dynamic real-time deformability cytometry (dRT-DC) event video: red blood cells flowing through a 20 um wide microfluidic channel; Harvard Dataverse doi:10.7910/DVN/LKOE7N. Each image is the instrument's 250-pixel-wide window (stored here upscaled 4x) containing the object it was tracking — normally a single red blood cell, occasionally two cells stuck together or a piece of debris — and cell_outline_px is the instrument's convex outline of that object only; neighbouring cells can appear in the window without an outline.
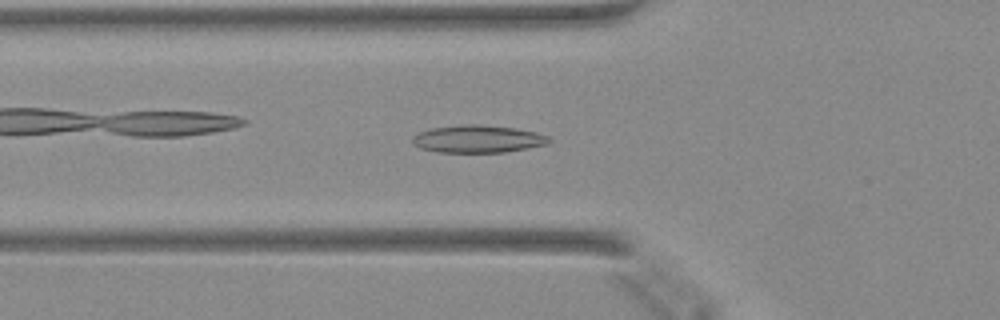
{"species": "Egyptian fruit bat (a non-hibernating species)", "species_latin": "Rousettus aegyptiacus", "temperature_condition": "warm", "stored_images_in_passage": 48, "camera_frame_rate_fps": 3000, "um_per_image_px": 0.085, "animal": {"sex": "female"}, "frame": {"image": 1, "passage_image": 17, "time_ms": 5.333, "image_size_px": [1000, 320], "cell_outline_px": [[552, 140], [548, 144], [528, 148], [504, 152], [436, 152], [420, 148], [412, 144], [412, 136], [420, 132], [432, 128], [464, 124], [480, 124], [516, 128], [536, 132], [548, 136]], "centroid_in_image_um": [40.62, 11.81], "position_along_channel_um": 85.2, "area_um2": 22.02}}
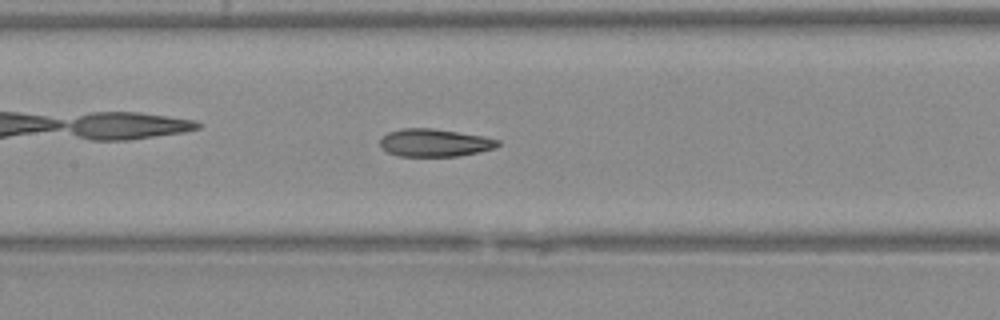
{"frame": {"image": 2, "passage_image": 23, "time_ms": 7.333, "image_size_px": [1000, 320], "cell_outline_px": [[500, 144], [496, 148], [456, 156], [400, 156], [388, 152], [380, 148], [380, 136], [388, 132], [404, 128], [432, 128], [484, 136], [500, 140]], "centroid_in_image_um": [36.92, 12.13], "position_along_channel_um": 170.5, "area_um2": 19.07}}
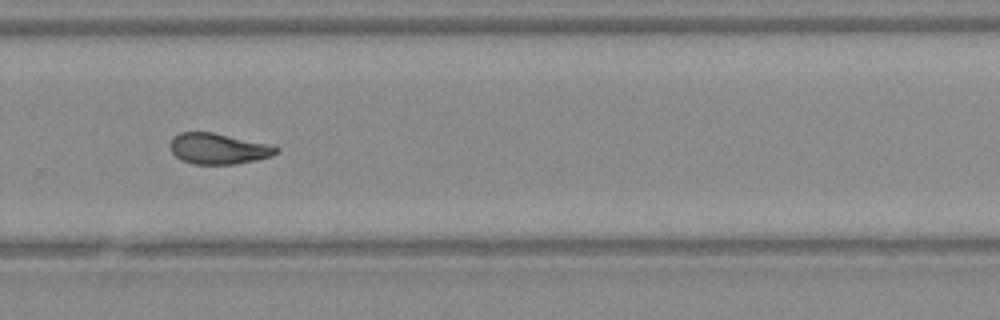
{"frame": {"image": 3, "passage_image": 33, "time_ms": 10.667, "image_size_px": [1000, 320], "cell_outline_px": [[280, 152], [272, 156], [256, 160], [236, 164], [192, 164], [180, 160], [172, 152], [172, 136], [180, 132], [212, 132], [268, 144], [280, 148]], "centroid_in_image_um": [18.58, 12.64], "position_along_channel_um": 311.2, "area_um2": 19.02}}